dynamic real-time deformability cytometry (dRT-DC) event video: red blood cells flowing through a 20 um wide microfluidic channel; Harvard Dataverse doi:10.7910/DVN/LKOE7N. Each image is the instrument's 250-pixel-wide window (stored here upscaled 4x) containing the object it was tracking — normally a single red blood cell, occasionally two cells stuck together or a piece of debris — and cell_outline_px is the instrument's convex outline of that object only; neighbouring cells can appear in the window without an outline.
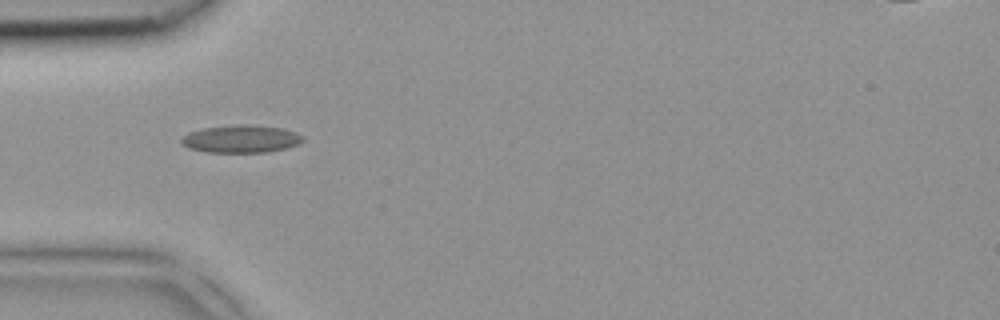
{"species": "common noctule bat (a hibernating species)", "species_latin": "Nyctalus noctula", "temperature_condition": "room temperature", "stored_images_in_passage": 5, "camera_frame_rate_fps": 3000, "um_per_image_px": 0.085, "animal": {"sex": "female", "body_mass_g": 18.4}, "frame": {"image": 1, "passage_image": 5, "time_ms": 1.333, "image_size_px": [1000, 320], "cell_outline_px": [[304, 140], [300, 144], [268, 152], [208, 152], [188, 148], [180, 140], [188, 132], [204, 128], [244, 124], [284, 128], [296, 132], [304, 136]], "centroid_in_image_um": [20.53, 11.81], "position_along_channel_um": 64.5, "area_um2": 19.48}}